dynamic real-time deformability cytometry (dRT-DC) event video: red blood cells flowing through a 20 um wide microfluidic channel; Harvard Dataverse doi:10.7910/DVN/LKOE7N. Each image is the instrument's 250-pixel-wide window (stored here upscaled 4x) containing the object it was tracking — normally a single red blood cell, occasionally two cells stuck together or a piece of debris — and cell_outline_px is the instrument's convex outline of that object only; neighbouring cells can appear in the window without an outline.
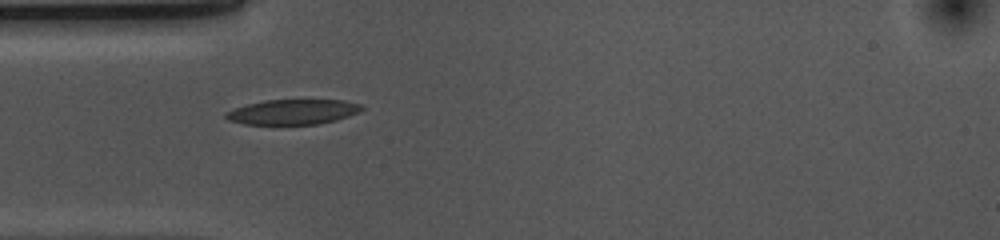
{"species": "common noctule bat (a hibernating species)", "species_latin": "Nyctalus noctula", "temperature_condition": "cold", "stored_images_in_passage": 40, "camera_frame_rate_fps": 3000, "um_per_image_px": 0.085, "animal": {"sex": "female", "body_mass_g": 10.0, "forearm_length_mm": 53.1}, "frame": {"image": 1, "passage_image": 1, "time_ms": 0.0, "image_size_px": [1000, 240], "cell_outline_px": [[364, 108], [360, 112], [336, 120], [320, 124], [244, 124], [228, 120], [224, 116], [224, 112], [248, 104], [264, 100], [344, 100], [364, 104]], "centroid_in_image_um": [24.93, 9.51], "position_along_channel_um": 60.1, "area_um2": 19.94}}
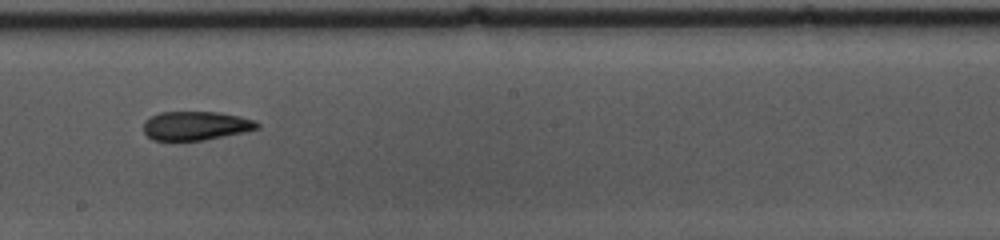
{"frame": {"image": 2, "passage_image": 15, "time_ms": 4.667, "image_size_px": [1000, 240], "cell_outline_px": [[260, 128], [244, 132], [204, 140], [152, 140], [144, 132], [144, 120], [160, 112], [220, 112], [240, 116], [256, 120], [260, 124]], "centroid_in_image_um": [16.67, 10.68], "position_along_channel_um": 231.5, "area_um2": 19.19}}
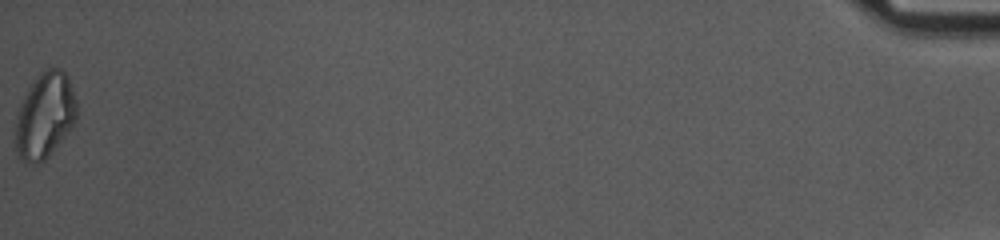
{"frame": {"image": 3, "passage_image": 40, "time_ms": 13.0, "image_size_px": [1000, 240], "cell_outline_px": [[76, 120], [48, 156], [44, 160], [36, 164], [28, 164], [16, 152], [16, 120], [20, 104], [24, 96], [40, 72], [48, 68], [60, 68], [68, 76], [76, 100]], "centroid_in_image_um": [3.81, 9.81], "position_along_channel_um": 431.4, "area_um2": 30.0}, "authors_computed_cell_mechanics": {"area_um2": 20.4323, "velocity_mm_per_s": 3.686, "shape_relaxation_time_tau1_ms": 7.2106, "shape_relaxation_time_tau2_ms": 6.8459, "deformation_change_tau1": 0.1498, "deformation_change_tau2": 0.1456}}